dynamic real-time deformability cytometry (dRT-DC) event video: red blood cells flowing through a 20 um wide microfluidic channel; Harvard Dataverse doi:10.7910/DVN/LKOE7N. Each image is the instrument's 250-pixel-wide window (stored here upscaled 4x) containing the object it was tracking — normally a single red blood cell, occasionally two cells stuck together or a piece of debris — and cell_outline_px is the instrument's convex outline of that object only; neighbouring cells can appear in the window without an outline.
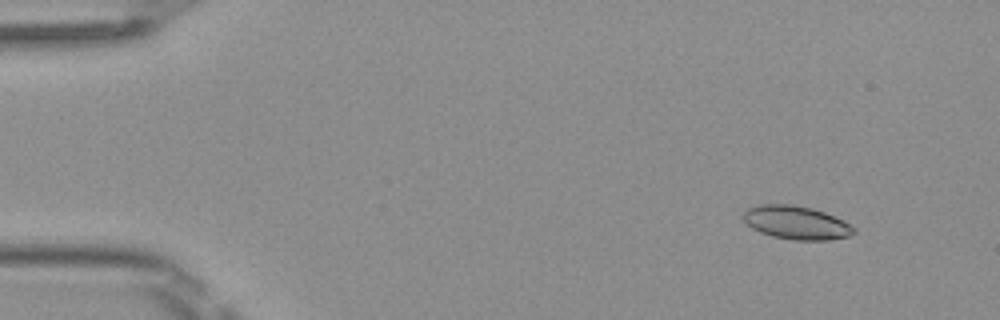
{"species": "Egyptian fruit bat (a non-hibernating species)", "species_latin": "Rousettus aegyptiacus", "temperature_condition": "room temperature", "stored_images_in_passage": 5, "camera_frame_rate_fps": 3000, "um_per_image_px": 0.085, "frame": {"image": 1, "passage_image": 2, "time_ms": 0.333, "image_size_px": [1000, 320], "cell_outline_px": [[856, 232], [852, 236], [828, 240], [792, 240], [772, 236], [760, 232], [752, 228], [744, 220], [744, 212], [748, 208], [760, 204], [792, 204], [812, 208], [824, 212], [844, 220], [852, 224], [856, 228]], "centroid_in_image_um": [67.74, 18.93], "position_along_channel_um": 17.3, "area_um2": 21.73}}
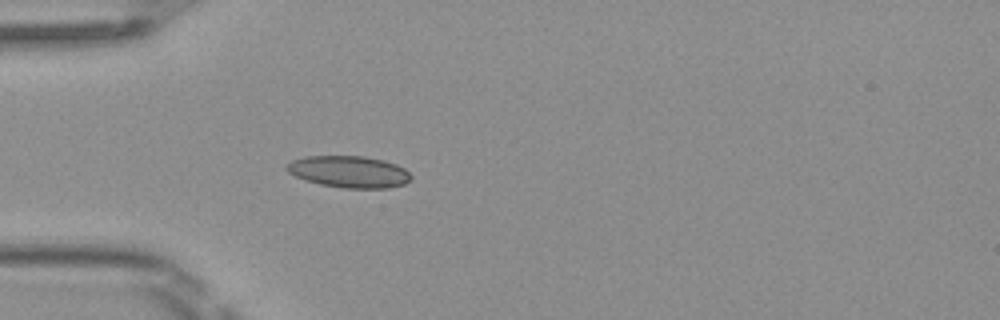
{"frame": {"image": 2, "passage_image": 5, "time_ms": 1.333, "image_size_px": [1000, 320], "cell_outline_px": [[412, 180], [404, 184], [388, 188], [344, 188], [320, 184], [296, 176], [288, 172], [284, 168], [284, 164], [292, 160], [304, 156], [364, 156], [384, 160], [396, 164], [404, 168], [412, 176]], "centroid_in_image_um": [29.67, 14.59], "position_along_channel_um": 55.3, "area_um2": 23.12}}